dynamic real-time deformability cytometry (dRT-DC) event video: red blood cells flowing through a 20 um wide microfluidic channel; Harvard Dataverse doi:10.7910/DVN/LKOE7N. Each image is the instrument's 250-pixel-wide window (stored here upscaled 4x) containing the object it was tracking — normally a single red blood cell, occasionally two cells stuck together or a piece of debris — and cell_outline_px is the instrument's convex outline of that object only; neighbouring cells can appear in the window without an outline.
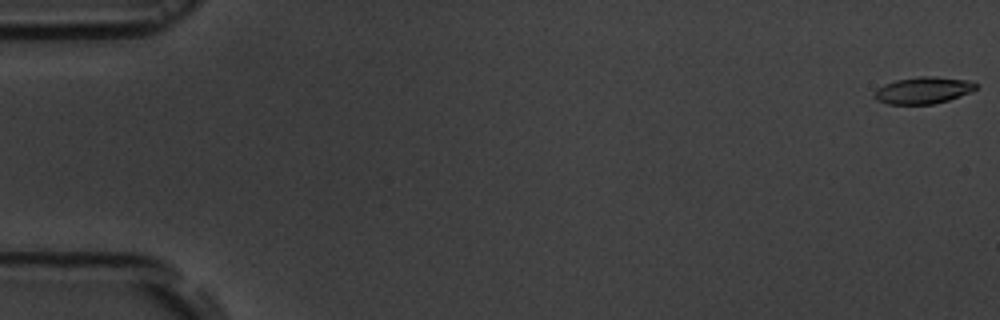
{"species": "common noctule bat (a hibernating species)", "species_latin": "Nyctalus noctula", "temperature_condition": "room temperature", "stored_images_in_passage": 56, "camera_frame_rate_fps": 3000, "um_per_image_px": 0.085, "animal": {"sex": "male", "body_mass_g": 19.5, "forearm_length_mm": 54.6}, "frame": {"image": 1, "passage_image": 1, "time_ms": 0.0, "image_size_px": [1000, 320], "cell_outline_px": [[976, 88], [972, 92], [948, 100], [932, 104], [888, 104], [876, 100], [872, 96], [872, 92], [876, 88], [884, 84], [896, 80], [920, 76], [936, 76], [968, 80], [976, 84]], "centroid_in_image_um": [78.42, 7.67], "position_along_channel_um": 6.6, "area_um2": 16.01}}
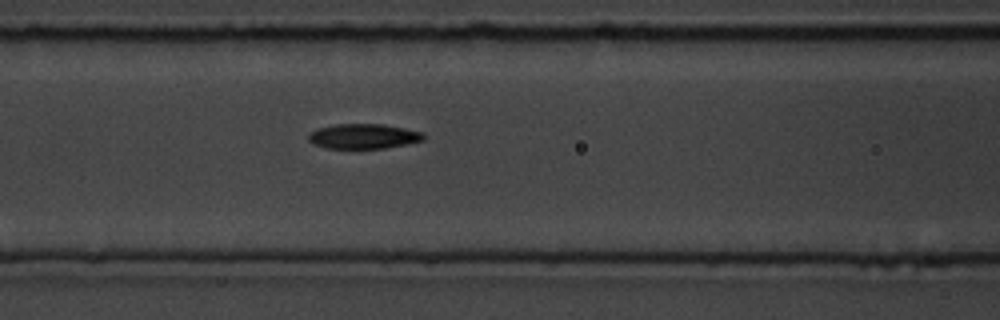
{"frame": {"image": 2, "passage_image": 24, "time_ms": 7.667, "image_size_px": [1000, 320], "cell_outline_px": [[424, 140], [384, 148], [324, 148], [312, 144], [308, 140], [308, 136], [316, 128], [336, 124], [384, 124], [424, 132]], "centroid_in_image_um": [30.87, 11.58], "position_along_channel_um": 135.7, "area_um2": 16.7}}
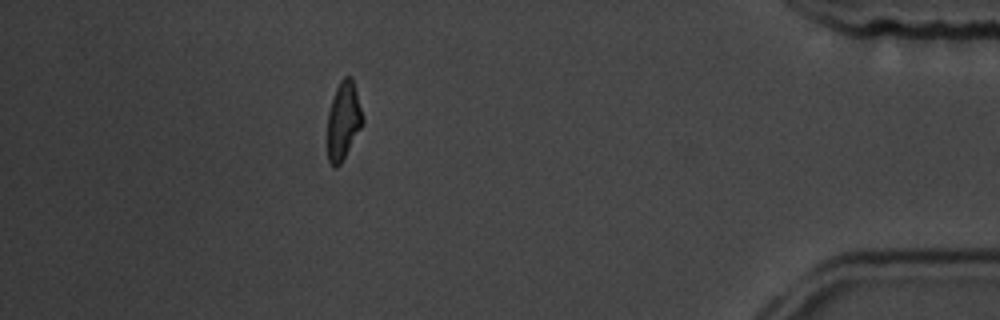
{"frame": {"image": 3, "passage_image": 50, "time_ms": 16.333, "image_size_px": [1000, 320], "cell_outline_px": [[364, 120], [360, 128], [340, 164], [336, 168], [332, 168], [328, 160], [328, 112], [336, 88], [340, 80], [344, 76], [352, 76]], "centroid_in_image_um": [29.17, 10.24], "position_along_channel_um": 406.0, "area_um2": 15.72}, "authors_computed_cell_mechanics": {"area_um2": 16.8198, "velocity_mm_per_s": 3.6851, "shape_relaxation_time_tau1_ms": 3.8711, "shape_relaxation_time_tau2_ms": 3.521, "deformation_change_tau1": 0.1629, "deformation_change_tau2": 0.1047}}